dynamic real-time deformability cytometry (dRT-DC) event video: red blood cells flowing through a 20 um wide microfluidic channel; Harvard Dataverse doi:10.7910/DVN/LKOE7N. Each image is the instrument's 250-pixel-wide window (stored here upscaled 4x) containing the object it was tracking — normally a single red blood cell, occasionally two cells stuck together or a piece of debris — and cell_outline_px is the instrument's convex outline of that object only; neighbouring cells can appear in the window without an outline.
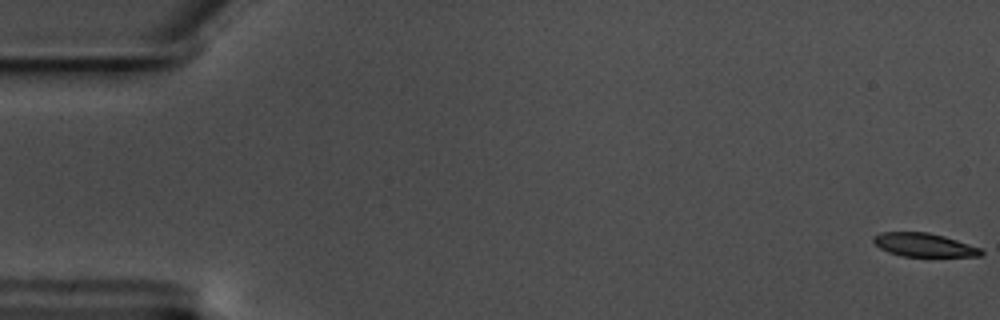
{"species": "common noctule bat (a hibernating species)", "species_latin": "Nyctalus noctula", "temperature_condition": "warm", "stored_images_in_passage": 60, "segment_of_instrument_passage": [1, 2], "camera_frame_rate_fps": 3000, "um_per_image_px": 0.085, "animal": {"sex": "male", "body_mass_g": 17.5, "forearm_length_mm": 52.3}, "frame": {"image": 1, "passage_image": 1, "time_ms": 0.0, "image_size_px": [1000, 320], "cell_outline_px": [[984, 252], [980, 256], [904, 256], [888, 252], [880, 248], [872, 240], [872, 236], [880, 232], [928, 232], [944, 236], [980, 248]], "centroid_in_image_um": [78.5, 20.81], "position_along_channel_um": 6.5, "area_um2": 14.62}}
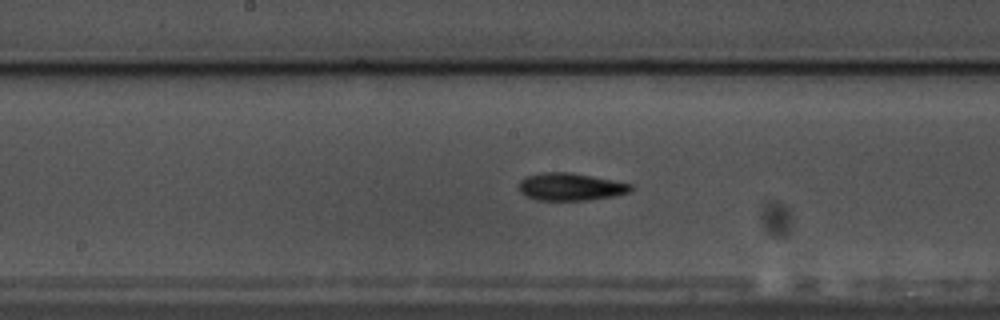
{"frame": {"image": 2, "passage_image": 31, "time_ms": 10.0, "image_size_px": [1000, 320], "cell_outline_px": [[632, 192], [612, 196], [588, 200], [536, 200], [520, 192], [520, 180], [524, 176], [540, 172], [572, 172], [632, 184]], "centroid_in_image_um": [48.48, 15.87], "position_along_channel_um": 199.7, "area_um2": 17.98}}
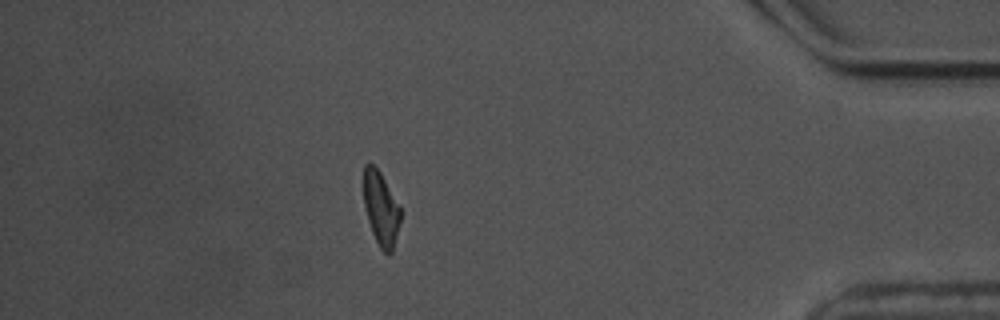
{"frame": {"image": 3, "passage_image": 52, "time_ms": 17.0, "image_size_px": [1000, 320], "cell_outline_px": [[400, 220], [392, 252], [388, 256], [380, 248], [372, 232], [368, 220], [364, 204], [360, 184], [364, 164], [372, 164], [380, 172], [400, 208]], "centroid_in_image_um": [32.31, 17.68], "position_along_channel_um": 402.9, "area_um2": 16.01}}